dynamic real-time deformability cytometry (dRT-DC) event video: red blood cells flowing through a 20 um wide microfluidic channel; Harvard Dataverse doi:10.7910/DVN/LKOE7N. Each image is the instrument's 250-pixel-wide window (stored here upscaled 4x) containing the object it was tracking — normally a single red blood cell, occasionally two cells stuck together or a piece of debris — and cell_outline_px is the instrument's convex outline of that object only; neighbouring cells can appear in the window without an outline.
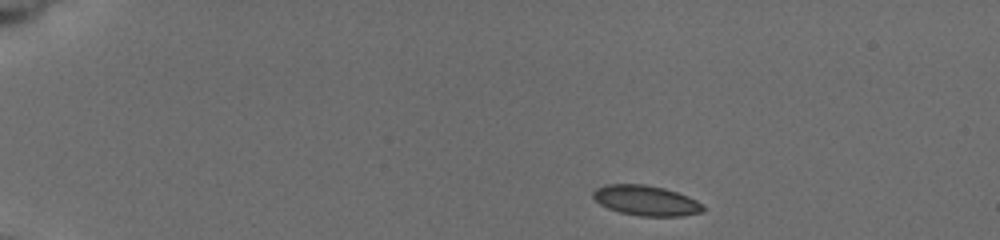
{"species": "common noctule bat (a hibernating species)", "species_latin": "Nyctalus noctula", "temperature_condition": "cold", "stored_images_in_passage": 11, "camera_frame_rate_fps": 3000, "um_per_image_px": 0.085, "animal": {"sex": "female", "body_mass_g": 19.5, "forearm_length_mm": 54.1}, "frame": {"image": 1, "passage_image": 1, "time_ms": 0.0, "image_size_px": [1000, 240], "cell_outline_px": [[704, 212], [684, 216], [640, 216], [620, 212], [608, 208], [600, 204], [592, 196], [592, 192], [596, 188], [604, 184], [644, 184], [664, 188], [688, 196], [704, 204]], "centroid_in_image_um": [54.93, 17.04], "position_along_channel_um": 30.1, "area_um2": 19.48}}
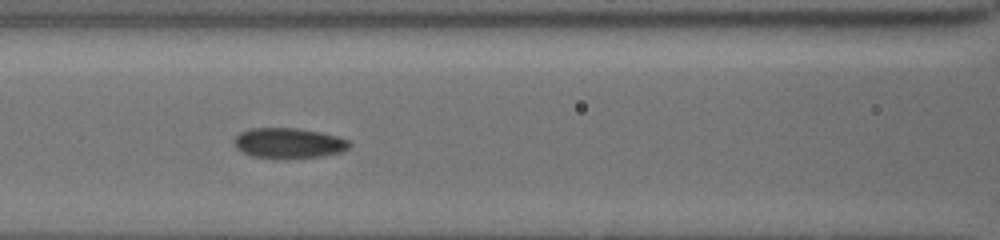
{"frame": {"image": 2, "passage_image": 7, "time_ms": 5.333, "image_size_px": [1000, 240], "cell_outline_px": [[352, 144], [348, 148], [340, 152], [320, 156], [284, 160], [280, 160], [252, 156], [236, 148], [236, 136], [240, 132], [248, 128], [296, 128], [320, 132], [336, 136], [348, 140]], "centroid_in_image_um": [24.53, 12.18], "position_along_channel_um": 142.1, "area_um2": 20.52}}
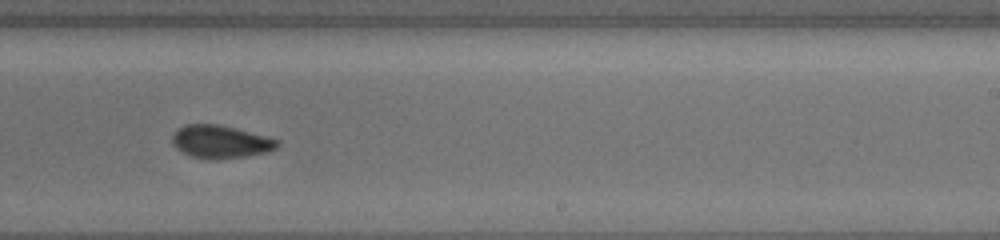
{"frame": {"image": 3, "passage_image": 10, "time_ms": 8.667, "image_size_px": [1000, 240], "cell_outline_px": [[280, 144], [276, 148], [268, 152], [248, 156], [216, 160], [208, 160], [188, 156], [176, 148], [172, 144], [172, 136], [184, 124], [220, 124], [236, 128], [280, 140]], "centroid_in_image_um": [18.75, 12.07], "position_along_channel_um": 270.3, "area_um2": 20.46}}